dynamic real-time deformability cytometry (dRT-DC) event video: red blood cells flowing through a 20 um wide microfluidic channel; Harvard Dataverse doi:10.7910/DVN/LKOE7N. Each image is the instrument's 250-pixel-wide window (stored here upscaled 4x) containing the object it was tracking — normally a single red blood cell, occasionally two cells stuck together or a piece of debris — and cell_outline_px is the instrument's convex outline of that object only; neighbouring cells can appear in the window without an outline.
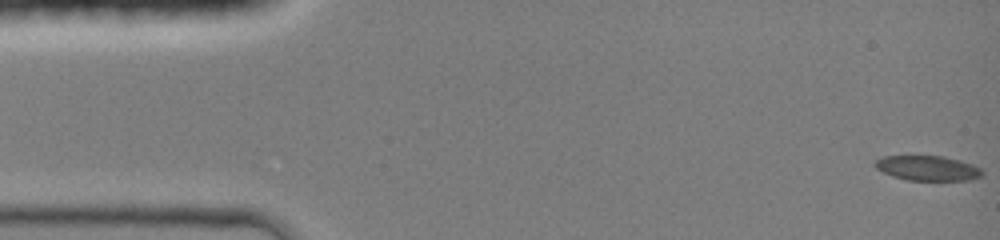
{"species": "common noctule bat (a hibernating species)", "species_latin": "Nyctalus noctula", "temperature_condition": "room temperature", "stored_images_in_passage": 46, "camera_frame_rate_fps": 3000, "um_per_image_px": 0.085, "animal": {"sex": "female", "body_mass_g": 19.0, "forearm_length_mm": 51.5}, "frame": {"image": 1, "passage_image": 1, "time_ms": 0.0, "image_size_px": [1000, 240], "cell_outline_px": [[984, 176], [972, 180], [908, 180], [892, 176], [876, 168], [872, 164], [876, 160], [884, 156], [944, 156], [960, 160], [972, 164], [980, 168], [984, 172]], "centroid_in_image_um": [78.89, 14.29], "position_along_channel_um": 6.1, "area_um2": 15.66}}
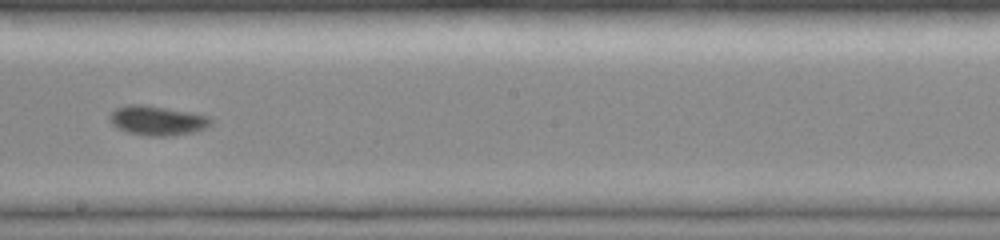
{"frame": {"image": 2, "passage_image": 26, "time_ms": 8.333, "image_size_px": [1000, 240], "cell_outline_px": [[212, 124], [196, 132], [168, 136], [148, 136], [128, 132], [116, 128], [108, 120], [108, 116], [116, 108], [128, 104], [144, 104], [188, 112], [208, 116], [212, 120]], "centroid_in_image_um": [13.33, 10.25], "position_along_channel_um": 234.9, "area_um2": 17.46}}
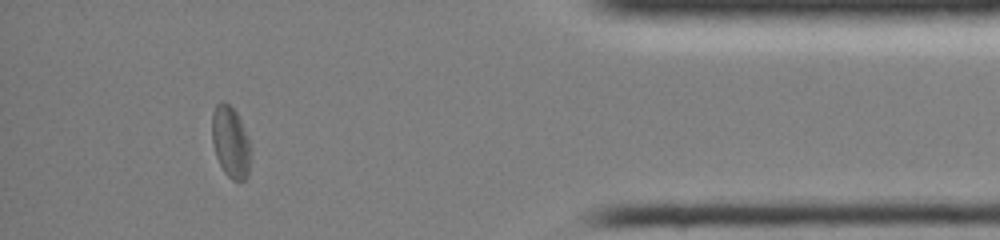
{"frame": {"image": 3, "passage_image": 41, "time_ms": 13.333, "image_size_px": [1000, 240], "cell_outline_px": [[252, 148], [248, 176], [244, 180], [232, 180], [224, 172], [216, 156], [212, 140], [212, 112], [216, 104], [220, 100], [224, 100], [236, 112], [248, 136]], "centroid_in_image_um": [19.61, 12.06], "position_along_channel_um": 415.6, "area_um2": 16.36}, "authors_computed_cell_mechanics": {"area_um2": 16.3574, "velocity_mm_per_s": 4.249, "shape_relaxation_time_tau1_ms": null, "shape_relaxation_time_tau2_ms": 4.7721, "deformation_change_tau1": null, "deformation_change_tau2": 0.0838}}